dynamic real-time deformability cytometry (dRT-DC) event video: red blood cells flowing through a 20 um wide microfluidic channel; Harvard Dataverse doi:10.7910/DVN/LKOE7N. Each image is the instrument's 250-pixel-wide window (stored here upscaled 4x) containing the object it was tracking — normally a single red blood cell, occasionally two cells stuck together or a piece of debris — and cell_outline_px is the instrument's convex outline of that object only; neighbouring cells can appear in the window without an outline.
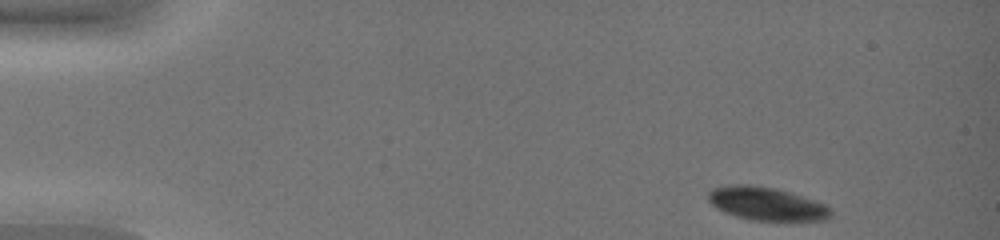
{"species": "common noctule bat (a hibernating species)", "species_latin": "Nyctalus noctula", "temperature_condition": "warm", "stored_images_in_passage": 42, "camera_frame_rate_fps": 3000, "um_per_image_px": 0.085, "animal": {"sex": "female", "body_mass_g": 19.0, "forearm_length_mm": 51.5}, "frame": {"image": 1, "passage_image": 1, "time_ms": 0.0, "image_size_px": [1000, 240], "cell_outline_px": [[832, 216], [824, 220], [784, 224], [748, 220], [724, 212], [716, 208], [708, 200], [708, 192], [712, 188], [728, 184], [748, 184], [776, 188], [824, 204], [832, 212]], "centroid_in_image_um": [65.16, 17.38], "position_along_channel_um": 19.8, "area_um2": 24.68}}
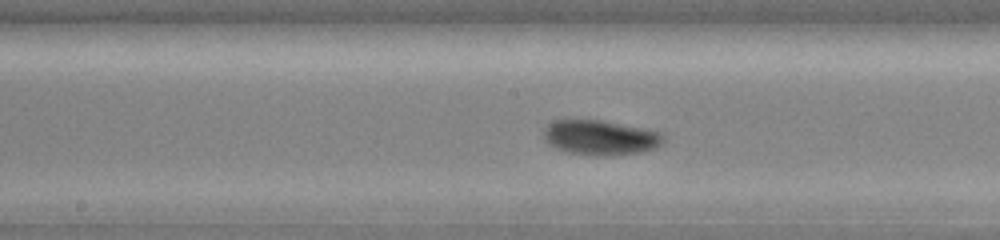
{"frame": {"image": 2, "passage_image": 22, "time_ms": 7.0, "image_size_px": [1000, 240], "cell_outline_px": [[664, 140], [656, 148], [636, 152], [604, 156], [596, 156], [564, 152], [548, 144], [544, 140], [544, 128], [552, 120], [604, 120], [664, 132]], "centroid_in_image_um": [51.01, 11.68], "position_along_channel_um": 197.2, "area_um2": 24.57}}
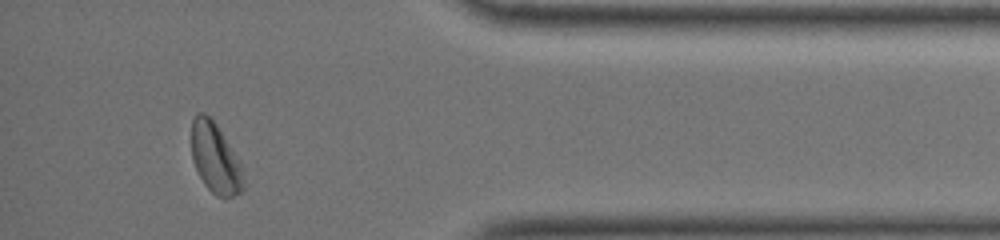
{"frame": {"image": 3, "passage_image": 39, "time_ms": 12.667, "image_size_px": [1000, 240], "cell_outline_px": [[244, 188], [240, 192], [232, 196], [216, 196], [204, 184], [192, 160], [192, 120], [196, 112], [204, 112], [216, 124], [240, 160], [244, 180]], "centroid_in_image_um": [18.3, 13.43], "position_along_channel_um": 416.9, "area_um2": 21.15}, "authors_computed_cell_mechanics": {"area_um2": 24.0159, "velocity_mm_per_s": 4.1608, "shape_relaxation_time_tau1_ms": 2.0063, "shape_relaxation_time_tau2_ms": 5.0212, "deformation_change_tau1": 0.0782, "deformation_change_tau2": 0.0849}}